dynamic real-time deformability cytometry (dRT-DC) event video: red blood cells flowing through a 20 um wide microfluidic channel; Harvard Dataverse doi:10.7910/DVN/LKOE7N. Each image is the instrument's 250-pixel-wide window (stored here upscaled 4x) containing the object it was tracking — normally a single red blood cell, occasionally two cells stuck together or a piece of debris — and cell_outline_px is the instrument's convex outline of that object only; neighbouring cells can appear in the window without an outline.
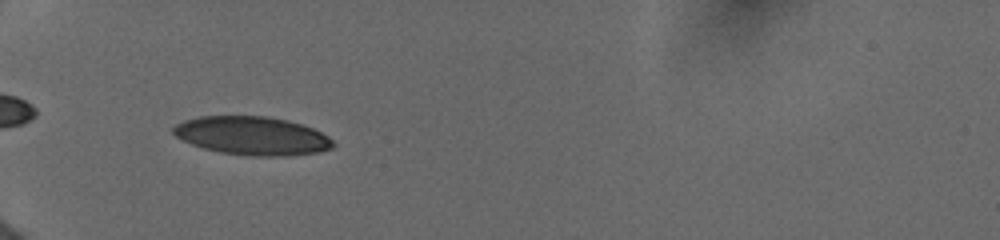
{"species": "human", "species_latin": "Homo sapiens", "temperature_condition": "cold", "stored_images_in_passage": 29, "camera_frame_rate_fps": 3000, "um_per_image_px": 0.085, "donor": {"sex": "female"}, "frame": {"image": 1, "passage_image": 8, "time_ms": 5.333, "image_size_px": [1000, 240], "cell_outline_px": [[336, 144], [332, 148], [320, 152], [284, 156], [252, 156], [220, 152], [204, 148], [192, 144], [176, 136], [172, 132], [172, 128], [176, 124], [184, 120], [200, 116], [268, 116], [288, 120], [312, 128], [328, 136]], "centroid_in_image_um": [21.45, 11.54], "position_along_channel_um": 63.6, "area_um2": 35.78}}
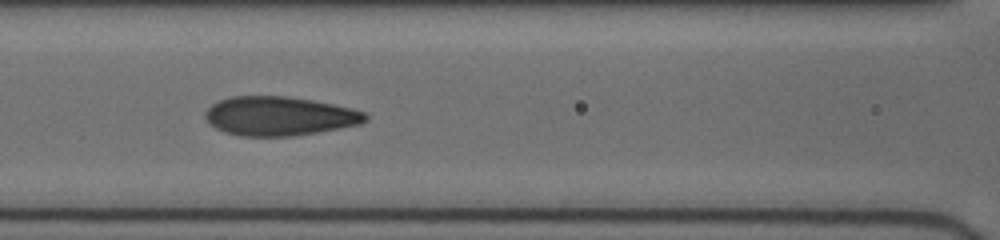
{"frame": {"image": 2, "passage_image": 15, "time_ms": 7.667, "image_size_px": [1000, 240], "cell_outline_px": [[368, 120], [360, 124], [340, 128], [292, 136], [240, 136], [224, 132], [216, 128], [204, 116], [204, 112], [212, 104], [220, 100], [232, 96], [288, 96], [312, 100], [352, 108], [364, 112], [368, 116]], "centroid_in_image_um": [23.75, 9.86], "position_along_channel_um": 142.9, "area_um2": 36.36}}
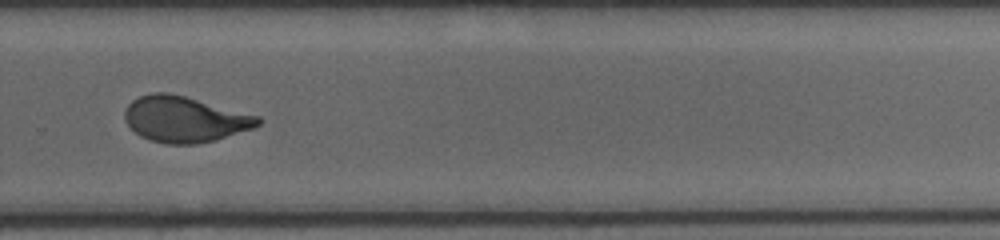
{"frame": {"image": 3, "passage_image": 27, "time_ms": 12.0, "image_size_px": [1000, 240], "cell_outline_px": [[264, 120], [260, 124], [252, 128], [216, 140], [196, 144], [168, 144], [152, 140], [140, 136], [124, 120], [124, 112], [128, 104], [132, 100], [140, 96], [152, 92], [168, 92], [184, 96], [260, 116]], "centroid_in_image_um": [15.7, 10.13], "position_along_channel_um": 314.1, "area_um2": 35.49}}